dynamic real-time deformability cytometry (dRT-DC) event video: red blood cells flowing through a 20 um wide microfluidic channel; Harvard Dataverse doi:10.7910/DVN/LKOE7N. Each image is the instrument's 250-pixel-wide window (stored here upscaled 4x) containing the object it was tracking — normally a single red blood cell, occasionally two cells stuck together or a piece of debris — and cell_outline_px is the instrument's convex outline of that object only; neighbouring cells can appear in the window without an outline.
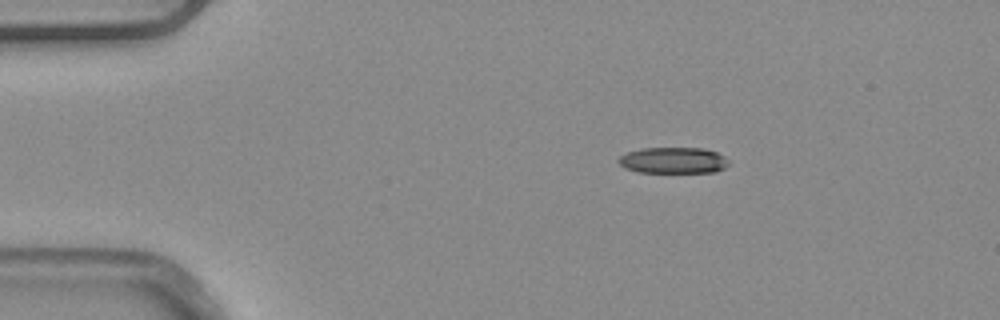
{"species": "common noctule bat (a hibernating species)", "species_latin": "Nyctalus noctula", "temperature_condition": "warm", "stored_images_in_passage": 3, "camera_frame_rate_fps": 3000, "um_per_image_px": 0.085, "animal": {"sex": "male", "body_mass_g": 20.4}, "frame": {"image": 1, "passage_image": 2, "time_ms": 0.333, "image_size_px": [1000, 320], "cell_outline_px": [[728, 164], [724, 168], [716, 172], [636, 172], [624, 168], [616, 160], [620, 156], [628, 152], [640, 148], [704, 148], [716, 152], [724, 156], [728, 160]], "centroid_in_image_um": [57.21, 13.63], "position_along_channel_um": 27.8, "area_um2": 16.88}}